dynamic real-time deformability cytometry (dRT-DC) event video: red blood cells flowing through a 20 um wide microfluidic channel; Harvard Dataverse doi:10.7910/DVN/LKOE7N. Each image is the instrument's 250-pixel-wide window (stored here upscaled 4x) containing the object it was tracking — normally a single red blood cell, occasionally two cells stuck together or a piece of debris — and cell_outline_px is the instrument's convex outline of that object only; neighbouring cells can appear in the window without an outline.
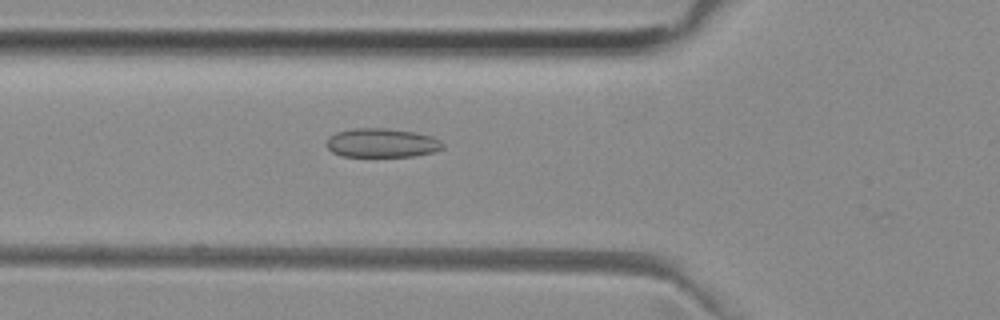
{"species": "common noctule bat (a hibernating species)", "species_latin": "Nyctalus noctula", "temperature_condition": "room temperature", "stored_images_in_passage": 13, "camera_frame_rate_fps": 3000, "um_per_image_px": 0.085, "animal": {"sex": "female", "body_mass_g": 29.2, "forearm_length_mm": 56.3}, "frame": {"image": 1, "passage_image": 9, "time_ms": 2.667, "image_size_px": [1000, 320], "cell_outline_px": [[444, 148], [432, 152], [412, 156], [340, 156], [332, 152], [324, 144], [328, 136], [336, 132], [352, 128], [388, 128], [416, 132], [432, 136], [440, 140], [444, 144]], "centroid_in_image_um": [32.42, 12.13], "position_along_channel_um": 93.4, "area_um2": 19.88}}
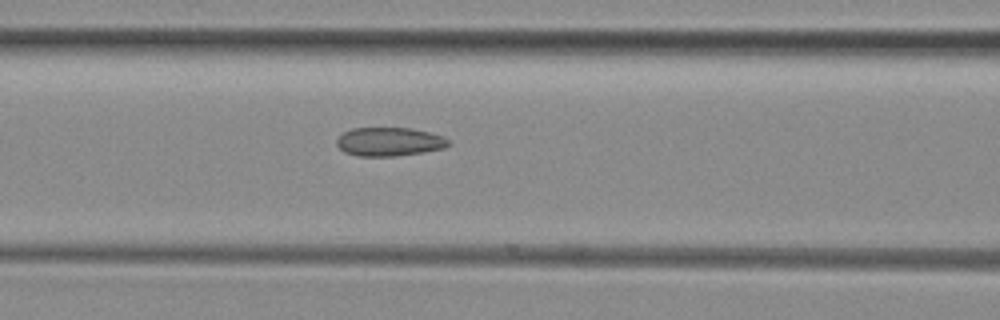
{"frame": {"image": 2, "passage_image": 12, "time_ms": 3.667, "image_size_px": [1000, 320], "cell_outline_px": [[452, 144], [444, 148], [424, 152], [392, 156], [360, 156], [344, 152], [336, 144], [336, 140], [344, 132], [352, 128], [412, 128], [444, 136]], "centroid_in_image_um": [33.11, 12.04], "position_along_channel_um": 133.5, "area_um2": 18.67}}